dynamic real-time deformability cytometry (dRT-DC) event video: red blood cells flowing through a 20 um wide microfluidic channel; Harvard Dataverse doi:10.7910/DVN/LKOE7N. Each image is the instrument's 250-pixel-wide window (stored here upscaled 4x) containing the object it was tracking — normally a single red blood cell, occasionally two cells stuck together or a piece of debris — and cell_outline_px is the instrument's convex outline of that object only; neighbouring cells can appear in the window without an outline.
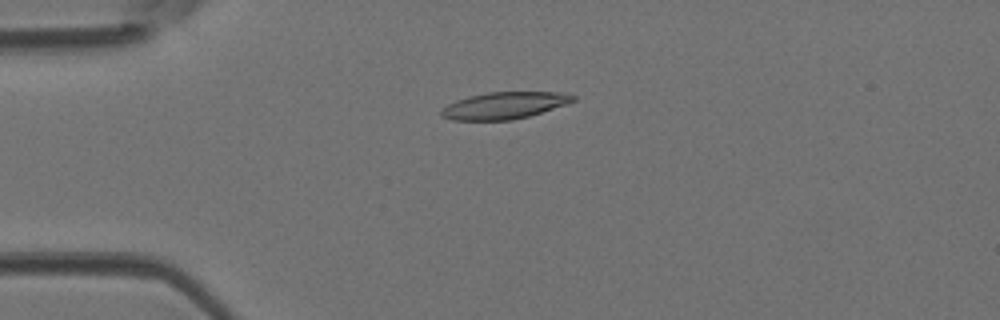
{"species": "Egyptian fruit bat (a non-hibernating species)", "species_latin": "Rousettus aegyptiacus", "temperature_condition": "room temperature", "stored_images_in_passage": 47, "camera_frame_rate_fps": 3000, "um_per_image_px": 0.085, "animal": {"sex": "female"}, "frame": {"image": 1, "passage_image": 12, "time_ms": 3.667, "image_size_px": [1000, 320], "cell_outline_px": [[576, 100], [568, 104], [528, 116], [512, 120], [452, 120], [440, 116], [440, 112], [448, 104], [456, 100], [468, 96], [488, 92], [564, 92], [576, 96]], "centroid_in_image_um": [42.89, 8.96], "position_along_channel_um": 42.1, "area_um2": 20.69}}
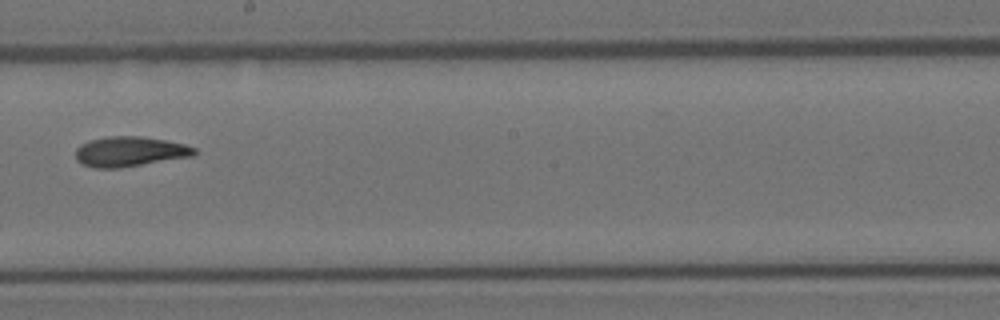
{"frame": {"image": 2, "passage_image": 27, "time_ms": 8.667, "image_size_px": [1000, 320], "cell_outline_px": [[196, 156], [120, 168], [92, 168], [76, 160], [76, 148], [80, 144], [88, 140], [108, 136], [140, 136], [164, 140], [184, 144], [196, 148]], "centroid_in_image_um": [11.03, 12.89], "position_along_channel_um": 237.2, "area_um2": 20.98}}
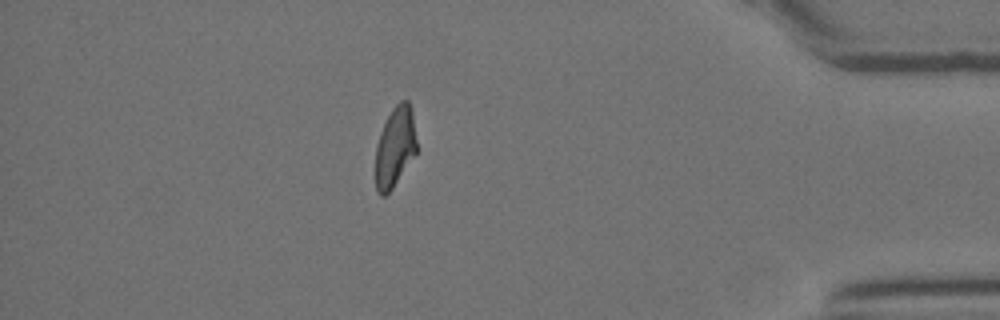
{"frame": {"image": 3, "passage_image": 41, "time_ms": 13.333, "image_size_px": [1000, 320], "cell_outline_px": [[416, 152], [392, 188], [384, 196], [380, 196], [376, 192], [376, 144], [380, 132], [392, 108], [400, 100], [408, 100], [412, 108], [416, 140]], "centroid_in_image_um": [33.57, 12.46], "position_along_channel_um": 401.6, "area_um2": 19.07}}